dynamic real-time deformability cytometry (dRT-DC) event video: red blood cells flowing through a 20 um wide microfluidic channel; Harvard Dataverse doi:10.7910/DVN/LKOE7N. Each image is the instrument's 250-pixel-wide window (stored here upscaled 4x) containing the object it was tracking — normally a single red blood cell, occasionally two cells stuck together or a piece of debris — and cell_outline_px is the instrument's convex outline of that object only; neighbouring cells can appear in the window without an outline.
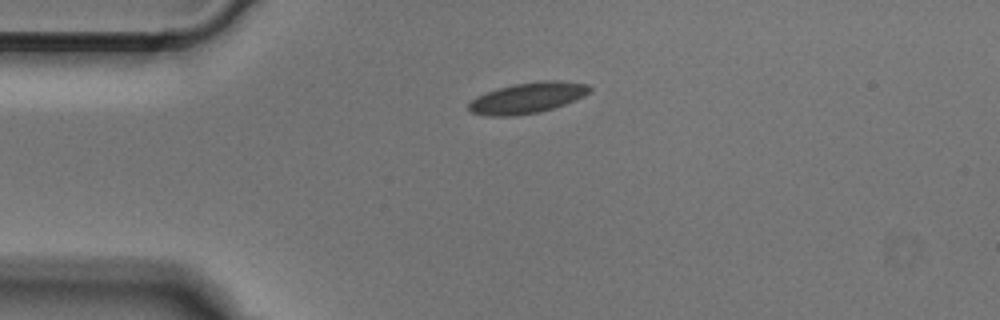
{"species": "Egyptian fruit bat (a non-hibernating species)", "species_latin": "Rousettus aegyptiacus", "temperature_condition": "cold", "stored_images_in_passage": 40, "camera_frame_rate_fps": 3000, "um_per_image_px": 0.085, "animal": {"sex": "male"}, "frame": {"image": 1, "passage_image": 1, "time_ms": 0.0, "image_size_px": [1000, 320], "cell_outline_px": [[592, 88], [584, 96], [564, 104], [540, 112], [516, 116], [484, 116], [472, 112], [468, 108], [468, 104], [476, 96], [500, 88], [516, 84], [540, 80], [560, 80], [588, 84]], "centroid_in_image_um": [44.84, 8.32], "position_along_channel_um": 40.2, "area_um2": 21.62}}
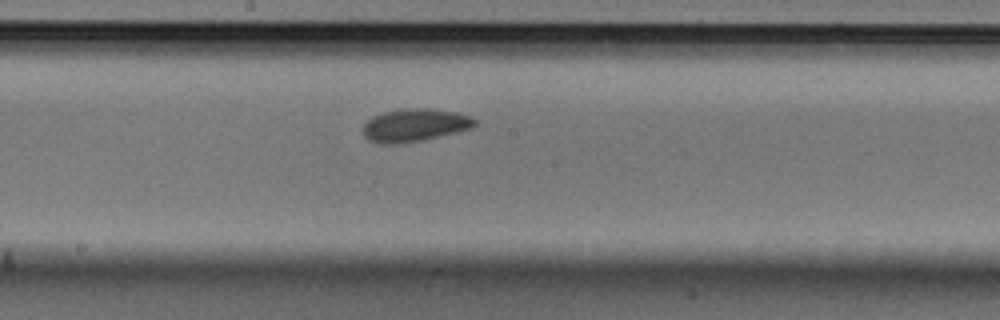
{"frame": {"image": 2, "passage_image": 16, "time_ms": 5.0, "image_size_px": [1000, 320], "cell_outline_px": [[476, 124], [472, 128], [420, 140], [400, 144], [380, 144], [368, 140], [364, 136], [364, 124], [372, 116], [384, 112], [400, 108], [428, 108], [456, 112], [472, 116], [476, 120]], "centroid_in_image_um": [35.23, 10.63], "position_along_channel_um": 213.0, "area_um2": 21.39}}
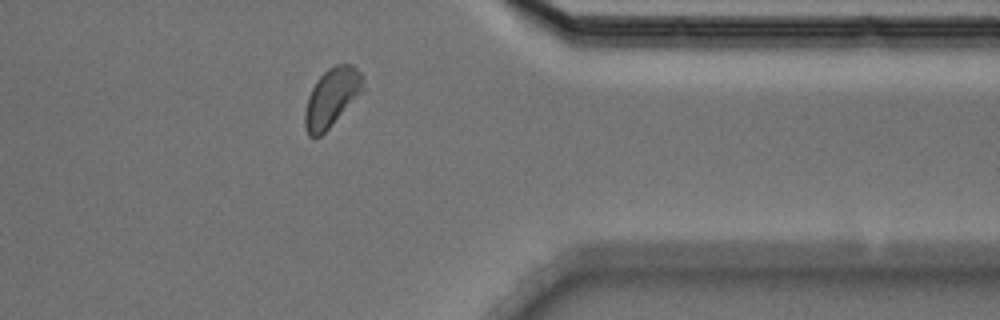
{"frame": {"image": 3, "passage_image": 30, "time_ms": 9.667, "image_size_px": [1000, 320], "cell_outline_px": [[364, 92], [320, 136], [308, 136], [304, 124], [304, 112], [308, 96], [316, 80], [328, 68], [336, 64], [352, 64], [364, 76]], "centroid_in_image_um": [28.22, 8.26], "position_along_channel_um": 383.2, "area_um2": 20.0}}